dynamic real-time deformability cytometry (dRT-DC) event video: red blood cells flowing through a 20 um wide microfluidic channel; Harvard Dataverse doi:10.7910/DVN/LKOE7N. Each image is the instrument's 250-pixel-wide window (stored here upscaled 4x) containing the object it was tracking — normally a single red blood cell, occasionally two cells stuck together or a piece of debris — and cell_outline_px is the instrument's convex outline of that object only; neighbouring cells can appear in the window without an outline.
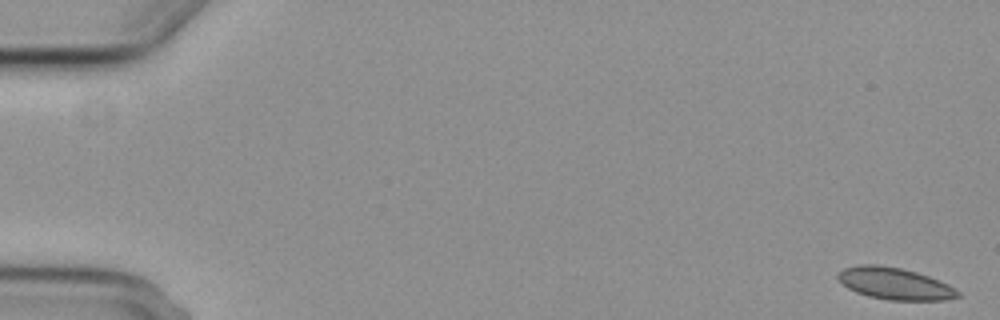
{"species": "common noctule bat (a hibernating species)", "species_latin": "Nyctalus noctula", "temperature_condition": "cold", "stored_images_in_passage": 4, "camera_frame_rate_fps": 3000, "um_per_image_px": 0.085, "animal": {"sex": "female", "body_mass_g": 29.2, "forearm_length_mm": 56.3}, "frame": {"image": 1, "passage_image": 1, "time_ms": 0.0, "image_size_px": [1000, 320], "cell_outline_px": [[960, 296], [944, 300], [888, 300], [868, 296], [856, 292], [848, 288], [836, 276], [836, 272], [844, 268], [860, 264], [876, 264], [900, 268], [916, 272], [928, 276], [948, 284], [960, 292]], "centroid_in_image_um": [76.03, 24.1], "position_along_channel_um": 9.0, "area_um2": 22.2}}